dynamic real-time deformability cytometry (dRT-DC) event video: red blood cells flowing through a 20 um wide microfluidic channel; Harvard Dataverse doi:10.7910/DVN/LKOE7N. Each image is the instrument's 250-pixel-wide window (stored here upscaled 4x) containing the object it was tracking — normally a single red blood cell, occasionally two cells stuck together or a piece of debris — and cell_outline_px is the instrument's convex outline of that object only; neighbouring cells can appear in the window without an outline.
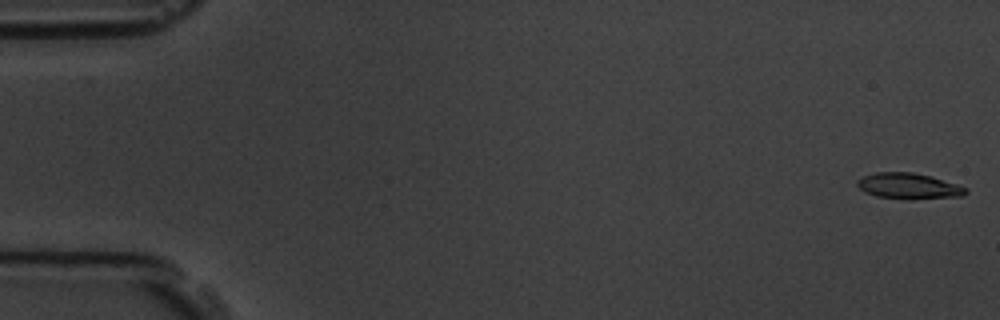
{"species": "common noctule bat (a hibernating species)", "species_latin": "Nyctalus noctula", "temperature_condition": "room temperature", "stored_images_in_passage": 5, "camera_frame_rate_fps": 3000, "um_per_image_px": 0.085, "animal": {"sex": "male", "body_mass_g": 19.5, "forearm_length_mm": 54.6}, "frame": {"image": 1, "passage_image": 1, "time_ms": 0.0, "image_size_px": [1000, 320], "cell_outline_px": [[968, 192], [964, 196], [908, 200], [876, 196], [864, 192], [856, 184], [856, 180], [864, 176], [876, 172], [912, 172], [932, 176], [968, 188]], "centroid_in_image_um": [77.25, 15.82], "position_along_channel_um": 7.7, "area_um2": 16.59}}
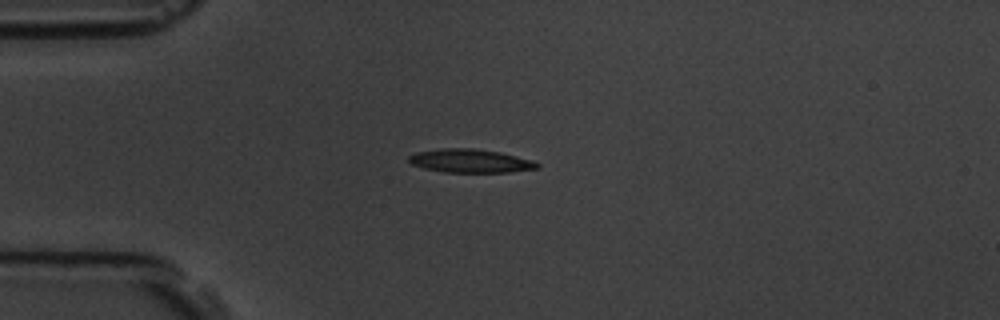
{"frame": {"image": 2, "passage_image": 4, "time_ms": 4.333, "image_size_px": [1000, 320], "cell_outline_px": [[540, 168], [508, 172], [444, 172], [424, 168], [412, 164], [408, 160], [408, 156], [416, 152], [440, 148], [476, 148], [500, 152], [532, 160], [540, 164]], "centroid_in_image_um": [39.98, 13.67], "position_along_channel_um": 45.0, "area_um2": 17.63}}